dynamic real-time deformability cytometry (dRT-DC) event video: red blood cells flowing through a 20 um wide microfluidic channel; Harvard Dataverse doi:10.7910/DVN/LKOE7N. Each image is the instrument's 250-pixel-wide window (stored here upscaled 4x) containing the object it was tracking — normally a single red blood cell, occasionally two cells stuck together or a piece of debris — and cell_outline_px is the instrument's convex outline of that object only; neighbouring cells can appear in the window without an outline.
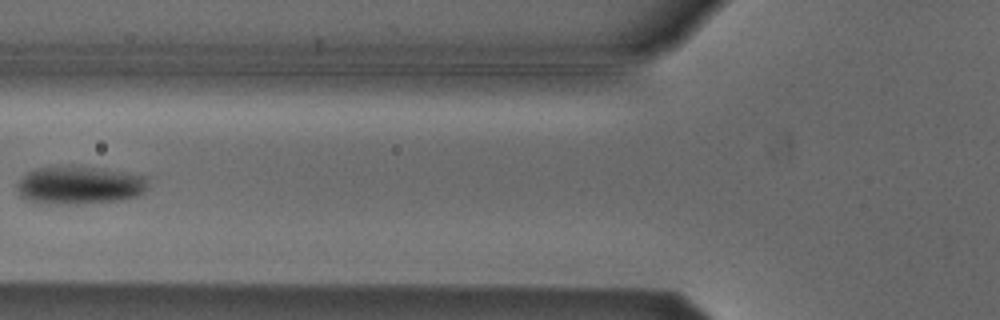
{"species": "Egyptian fruit bat (a non-hibernating species)", "species_latin": "Rousettus aegyptiacus", "temperature_condition": "cold", "stored_images_in_passage": 5, "camera_frame_rate_fps": 3000, "um_per_image_px": 0.085, "animal": {"sex": "male"}, "frame": {"image": 1, "passage_image": 5, "time_ms": 1.333, "image_size_px": [1000, 320], "cell_outline_px": [[148, 188], [144, 192], [136, 196], [120, 200], [76, 204], [48, 204], [24, 200], [20, 196], [16, 188], [16, 184], [28, 172], [36, 168], [68, 164], [76, 164], [148, 176]], "centroid_in_image_um": [6.74, 15.72], "position_along_channel_um": 119.1, "area_um2": 29.82}}